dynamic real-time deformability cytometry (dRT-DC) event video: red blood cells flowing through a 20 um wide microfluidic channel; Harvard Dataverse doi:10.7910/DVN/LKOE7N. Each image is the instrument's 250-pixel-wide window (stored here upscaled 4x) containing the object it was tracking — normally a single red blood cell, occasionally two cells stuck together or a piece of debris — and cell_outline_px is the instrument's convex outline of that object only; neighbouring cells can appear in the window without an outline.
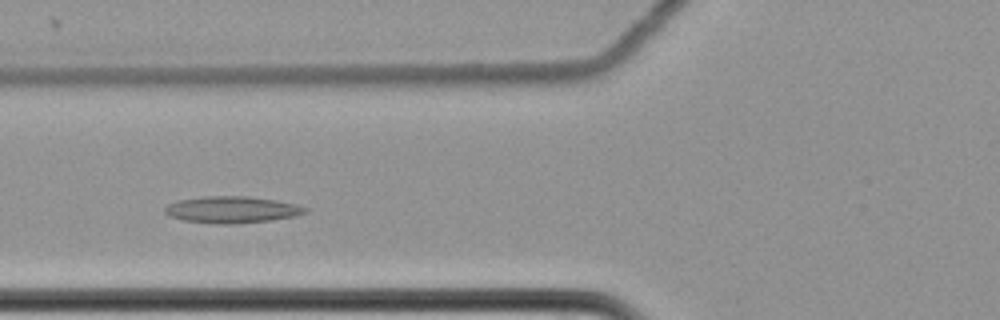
{"species": "common noctule bat (a hibernating species)", "species_latin": "Nyctalus noctula", "temperature_condition": "cold", "stored_images_in_passage": 53, "camera_frame_rate_fps": 3000, "um_per_image_px": 0.085, "animal": {"sex": "female", "body_mass_g": 22.7, "forearm_length_mm": 54.2}, "frame": {"image": 1, "passage_image": 16, "time_ms": 5.0, "image_size_px": [1000, 320], "cell_outline_px": [[308, 212], [296, 216], [272, 220], [232, 224], [220, 224], [184, 220], [168, 216], [164, 212], [164, 208], [168, 204], [180, 200], [204, 196], [248, 196], [276, 200], [296, 204], [308, 208]], "centroid_in_image_um": [19.74, 17.82], "position_along_channel_um": 106.1, "area_um2": 21.85}}
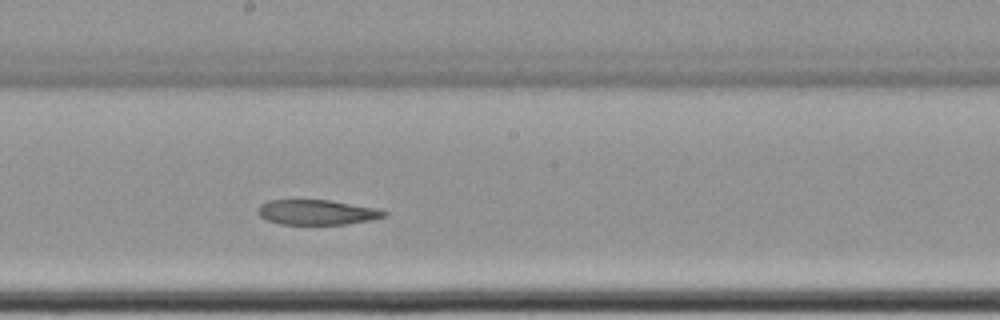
{"frame": {"image": 2, "passage_image": 26, "time_ms": 8.333, "image_size_px": [1000, 320], "cell_outline_px": [[388, 212], [384, 216], [372, 220], [344, 224], [280, 224], [268, 220], [260, 216], [260, 204], [268, 200], [328, 200], [376, 208]], "centroid_in_image_um": [26.95, 18.04], "position_along_channel_um": 221.2, "area_um2": 18.09}}
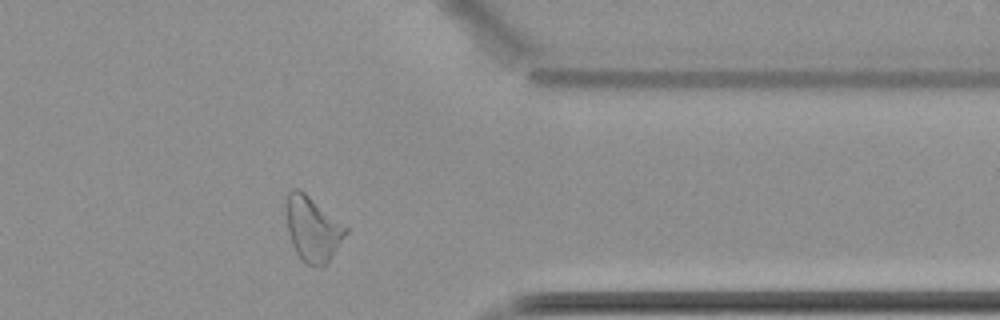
{"frame": {"image": 3, "passage_image": 41, "time_ms": 13.333, "image_size_px": [1000, 320], "cell_outline_px": [[348, 232], [328, 260], [320, 268], [304, 264], [300, 260], [292, 244], [288, 232], [284, 204], [288, 192], [292, 188], [300, 188], [348, 228]], "centroid_in_image_um": [26.52, 19.43], "position_along_channel_um": 384.9, "area_um2": 22.66}}